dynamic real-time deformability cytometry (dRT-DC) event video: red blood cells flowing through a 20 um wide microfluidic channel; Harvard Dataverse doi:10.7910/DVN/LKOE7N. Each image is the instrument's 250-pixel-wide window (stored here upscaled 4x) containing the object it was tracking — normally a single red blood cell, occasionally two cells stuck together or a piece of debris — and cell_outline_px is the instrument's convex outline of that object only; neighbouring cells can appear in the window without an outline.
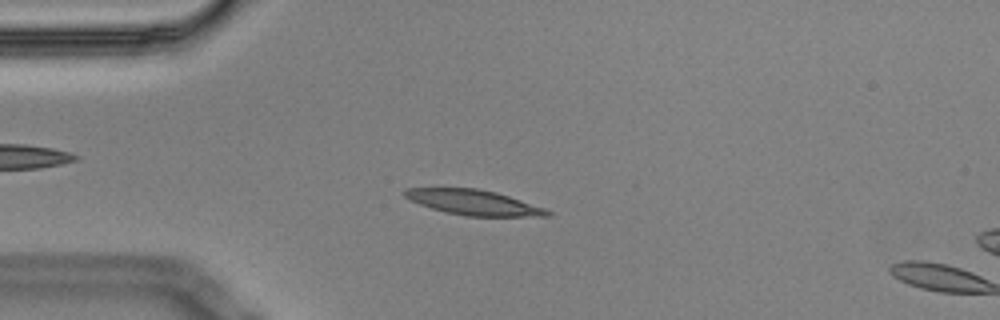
{"species": "Egyptian fruit bat (a non-hibernating species)", "species_latin": "Rousettus aegyptiacus", "temperature_condition": "cold", "stored_images_in_passage": 5, "camera_frame_rate_fps": 3000, "um_per_image_px": 0.085, "animal": {"sex": "male"}, "frame": {"image": 1, "passage_image": 4, "time_ms": 1.0, "image_size_px": [1000, 320], "cell_outline_px": [[552, 216], [464, 216], [444, 212], [408, 200], [400, 192], [404, 188], [476, 188], [496, 192], [544, 208], [552, 212]], "centroid_in_image_um": [40.19, 17.2], "position_along_channel_um": 44.8, "area_um2": 20.92}}